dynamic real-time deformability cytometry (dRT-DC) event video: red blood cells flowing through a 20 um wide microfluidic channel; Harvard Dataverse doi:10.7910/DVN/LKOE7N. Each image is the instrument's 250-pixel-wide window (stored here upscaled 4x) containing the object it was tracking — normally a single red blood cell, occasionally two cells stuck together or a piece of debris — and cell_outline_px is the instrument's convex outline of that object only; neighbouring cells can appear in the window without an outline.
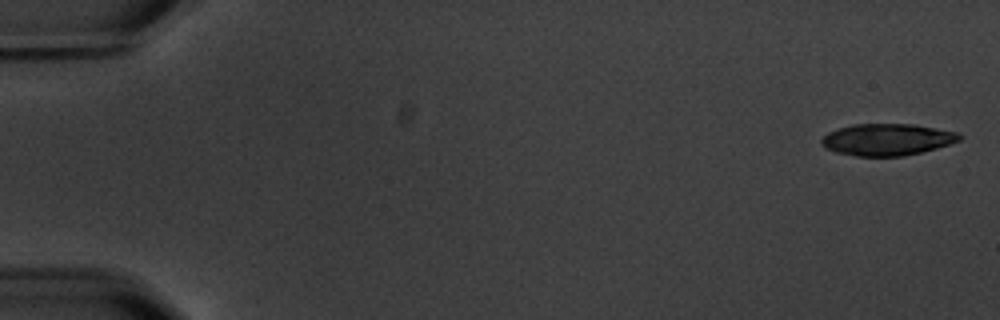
{"species": "common noctule bat (a hibernating species)", "species_latin": "Nyctalus noctula", "temperature_condition": "warm", "stored_images_in_passage": 5, "camera_frame_rate_fps": 3000, "um_per_image_px": 0.085, "animal": {"sex": "male", "body_mass_g": 20.1, "forearm_length_mm": 53.5}, "frame": {"image": 1, "passage_image": 1, "time_ms": 0.0, "image_size_px": [1000, 320], "cell_outline_px": [[964, 136], [960, 140], [936, 148], [904, 156], [856, 156], [836, 152], [824, 148], [820, 144], [820, 140], [828, 132], [852, 124], [912, 124], [956, 132]], "centroid_in_image_um": [75.37, 11.86], "position_along_channel_um": 9.6, "area_um2": 25.43}}
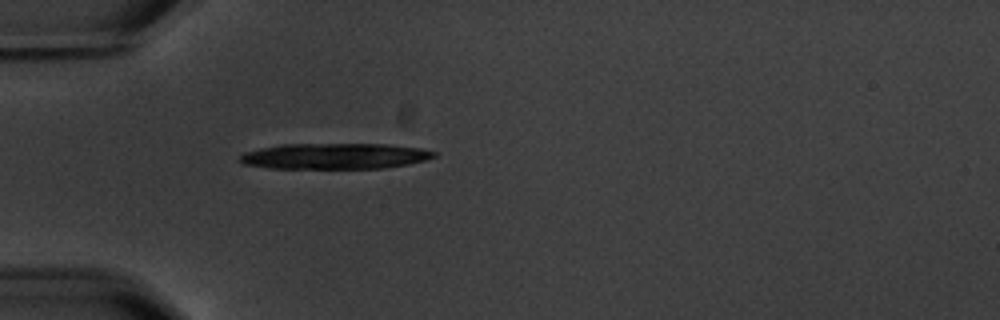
{"frame": {"image": 2, "passage_image": 5, "time_ms": 5.333, "image_size_px": [1000, 320], "cell_outline_px": [[436, 156], [424, 160], [408, 164], [384, 168], [268, 168], [244, 164], [236, 160], [244, 152], [260, 148], [284, 144], [388, 144], [420, 148], [436, 152]], "centroid_in_image_um": [28.42, 13.27], "position_along_channel_um": 56.6, "area_um2": 29.19}}